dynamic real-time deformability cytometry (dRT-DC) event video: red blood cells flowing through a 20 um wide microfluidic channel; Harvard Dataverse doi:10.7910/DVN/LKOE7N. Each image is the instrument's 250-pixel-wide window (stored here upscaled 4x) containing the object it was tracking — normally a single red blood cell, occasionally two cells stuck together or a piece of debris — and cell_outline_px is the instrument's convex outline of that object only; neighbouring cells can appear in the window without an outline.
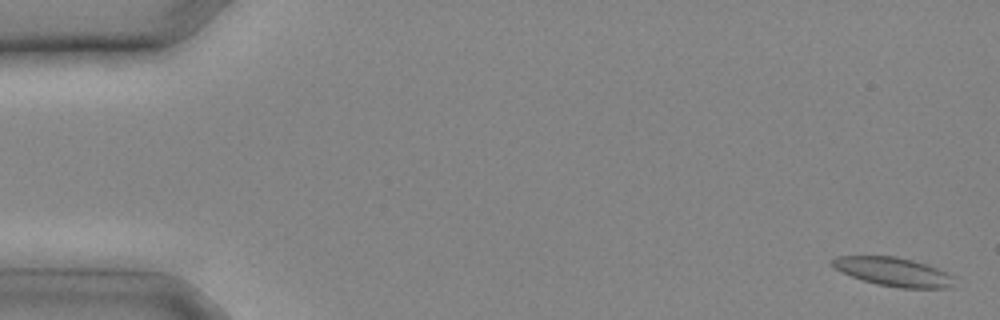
{"species": "common noctule bat (a hibernating species)", "species_latin": "Nyctalus noctula", "temperature_condition": "cold", "stored_images_in_passage": 27, "segment_of_instrument_passage": [1, 2], "camera_frame_rate_fps": 3000, "um_per_image_px": 0.085, "animal": {"sex": "male", "body_mass_g": 20.4}, "frame": {"image": 1, "passage_image": 1, "time_ms": 0.0, "image_size_px": [1000, 320], "cell_outline_px": [[956, 276], [952, 288], [900, 288], [876, 284], [852, 276], [828, 264], [836, 256], [896, 256], [912, 260], [948, 272]], "centroid_in_image_um": [75.99, 23.11], "position_along_channel_um": 9.0, "area_um2": 20.46}}
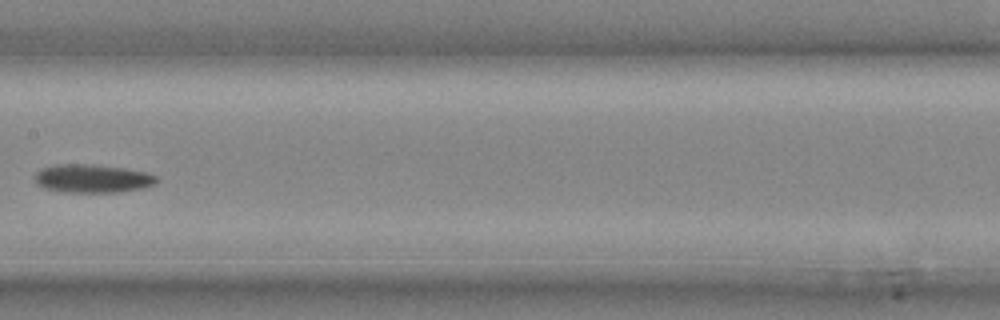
{"frame": {"image": 2, "passage_image": 14, "time_ms": 4.333, "image_size_px": [1000, 320], "cell_outline_px": [[156, 180], [152, 184], [144, 188], [116, 192], [68, 192], [48, 188], [40, 184], [36, 180], [36, 172], [40, 168], [56, 164], [84, 164], [124, 168], [144, 172], [156, 176]], "centroid_in_image_um": [7.85, 15.16], "position_along_channel_um": 199.5, "area_um2": 19.59}}
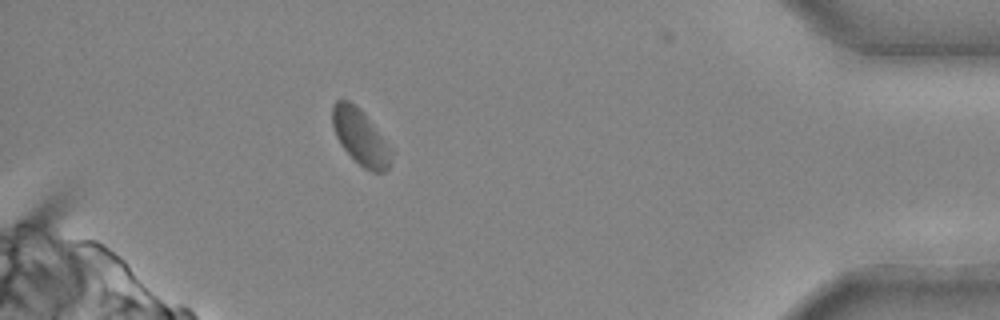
{"frame": {"image": 3, "passage_image": 24, "time_ms": 7.667, "image_size_px": [1000, 320], "cell_outline_px": [[388, 168], [384, 172], [372, 172], [364, 168], [344, 148], [336, 136], [332, 124], [332, 104], [336, 100], [348, 100], [356, 104], [364, 112], [380, 136], [384, 144], [388, 160]], "centroid_in_image_um": [30.51, 11.57], "position_along_channel_um": 404.7, "area_um2": 17.92}}